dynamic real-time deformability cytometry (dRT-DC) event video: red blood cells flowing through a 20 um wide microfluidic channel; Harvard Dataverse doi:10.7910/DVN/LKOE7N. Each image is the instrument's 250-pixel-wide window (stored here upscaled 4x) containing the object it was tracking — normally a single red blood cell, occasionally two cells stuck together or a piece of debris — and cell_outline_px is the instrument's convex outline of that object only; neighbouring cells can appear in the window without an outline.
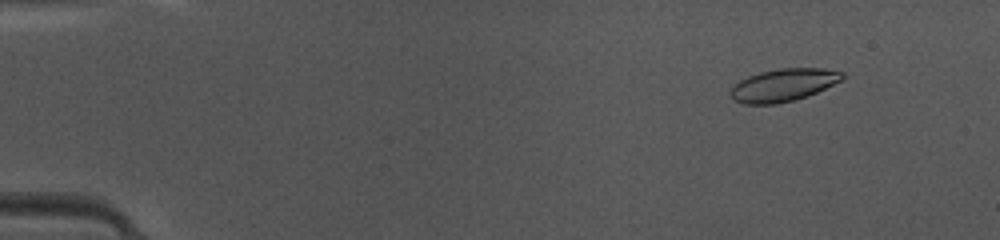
{"species": "common noctule bat (a hibernating species)", "species_latin": "Nyctalus noctula", "temperature_condition": "warm", "stored_images_in_passage": 48, "camera_frame_rate_fps": 3000, "um_per_image_px": 0.085, "animal": {"sex": "female", "body_mass_g": 10.0, "forearm_length_mm": 53.1}, "frame": {"image": 1, "passage_image": 6, "time_ms": 1.667, "image_size_px": [1000, 240], "cell_outline_px": [[844, 80], [808, 96], [776, 104], [744, 104], [732, 100], [728, 92], [740, 80], [748, 76], [760, 72], [780, 68], [824, 68], [844, 72]], "centroid_in_image_um": [66.6, 7.23], "position_along_channel_um": 18.4, "area_um2": 21.44}}
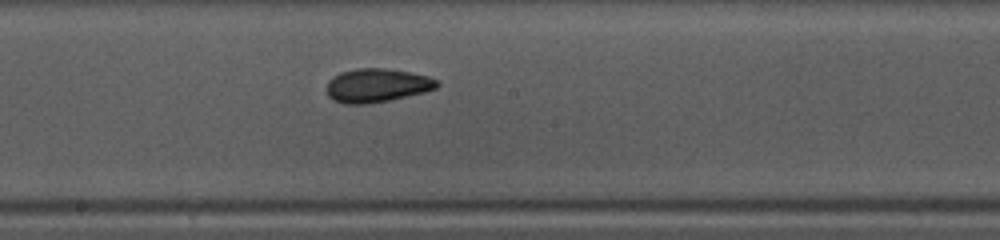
{"frame": {"image": 2, "passage_image": 27, "time_ms": 8.667, "image_size_px": [1000, 240], "cell_outline_px": [[440, 84], [436, 88], [424, 92], [388, 100], [364, 104], [344, 104], [332, 100], [328, 96], [328, 80], [332, 76], [340, 72], [356, 68], [384, 68], [408, 72], [428, 76], [436, 80]], "centroid_in_image_um": [32.0, 7.25], "position_along_channel_um": 216.2, "area_um2": 21.56}}
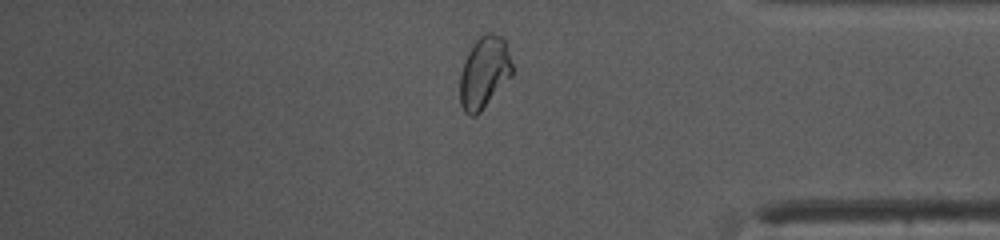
{"frame": {"image": 3, "passage_image": 41, "time_ms": 13.333, "image_size_px": [1000, 240], "cell_outline_px": [[512, 76], [480, 112], [476, 116], [468, 116], [464, 112], [460, 104], [460, 72], [468, 52], [472, 44], [484, 32], [492, 32], [500, 36], [504, 40], [512, 64]], "centroid_in_image_um": [41.14, 6.17], "position_along_channel_um": 394.1, "area_um2": 21.96}, "authors_computed_cell_mechanics": {"area_um2": 21.3282, "velocity_mm_per_s": 4.1887, "shape_relaxation_time_tau1_ms": 3.3367, "shape_relaxation_time_tau2_ms": 2.1579, "deformation_change_tau1": 0.1204, "deformation_change_tau2": 0.0644}}